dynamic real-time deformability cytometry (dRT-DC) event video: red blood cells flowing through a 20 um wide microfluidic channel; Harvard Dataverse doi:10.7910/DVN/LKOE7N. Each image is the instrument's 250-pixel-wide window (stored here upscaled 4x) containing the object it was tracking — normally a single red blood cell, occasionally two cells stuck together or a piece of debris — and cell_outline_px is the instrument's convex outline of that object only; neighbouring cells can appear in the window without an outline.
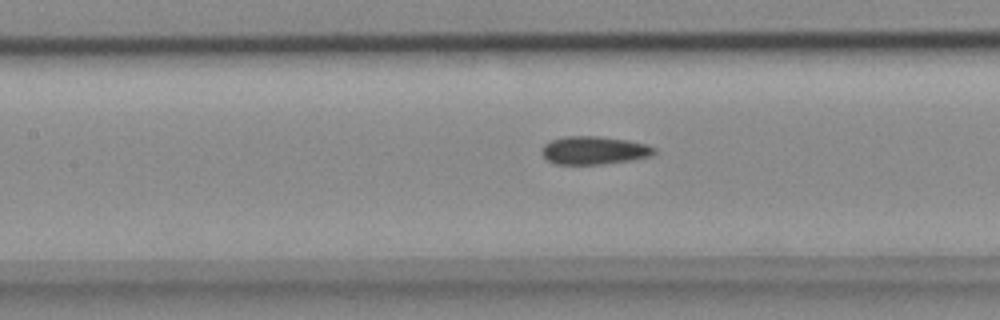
{"species": "common noctule bat (a hibernating species)", "species_latin": "Nyctalus noctula", "temperature_condition": "cold", "stored_images_in_passage": 37, "camera_frame_rate_fps": 3000, "um_per_image_px": 0.085, "animal": {"sex": "female", "body_mass_g": 18.4}, "frame": {"image": 1, "passage_image": 19, "time_ms": 6.0, "image_size_px": [1000, 320], "cell_outline_px": [[656, 152], [652, 156], [632, 160], [604, 164], [556, 164], [548, 160], [544, 156], [544, 144], [552, 140], [564, 136], [600, 136], [628, 140], [648, 144], [656, 148]], "centroid_in_image_um": [50.57, 12.77], "position_along_channel_um": 156.8, "area_um2": 18.44}}
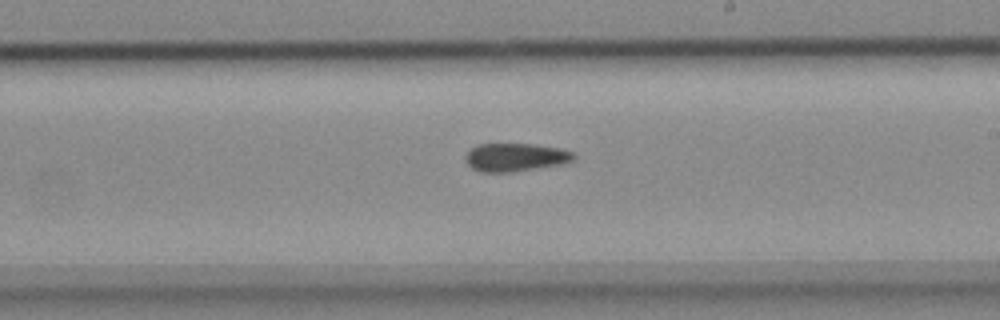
{"frame": {"image": 2, "passage_image": 26, "time_ms": 8.333, "image_size_px": [1000, 320], "cell_outline_px": [[576, 156], [572, 160], [560, 164], [512, 172], [480, 172], [472, 168], [464, 160], [464, 156], [476, 144], [532, 144], [560, 148], [576, 152]], "centroid_in_image_um": [43.79, 13.36], "position_along_channel_um": 245.2, "area_um2": 17.8}}
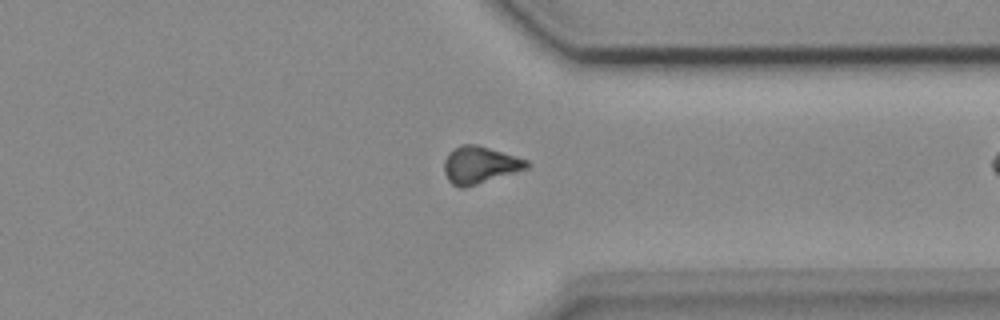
{"frame": {"image": 3, "passage_image": 36, "time_ms": 11.667, "image_size_px": [1000, 320], "cell_outline_px": [[532, 164], [528, 168], [464, 188], [460, 188], [452, 184], [448, 180], [444, 172], [444, 160], [448, 152], [460, 144], [476, 144], [516, 156], [528, 160]], "centroid_in_image_um": [40.77, 14.01], "position_along_channel_um": 370.6, "area_um2": 17.92}}